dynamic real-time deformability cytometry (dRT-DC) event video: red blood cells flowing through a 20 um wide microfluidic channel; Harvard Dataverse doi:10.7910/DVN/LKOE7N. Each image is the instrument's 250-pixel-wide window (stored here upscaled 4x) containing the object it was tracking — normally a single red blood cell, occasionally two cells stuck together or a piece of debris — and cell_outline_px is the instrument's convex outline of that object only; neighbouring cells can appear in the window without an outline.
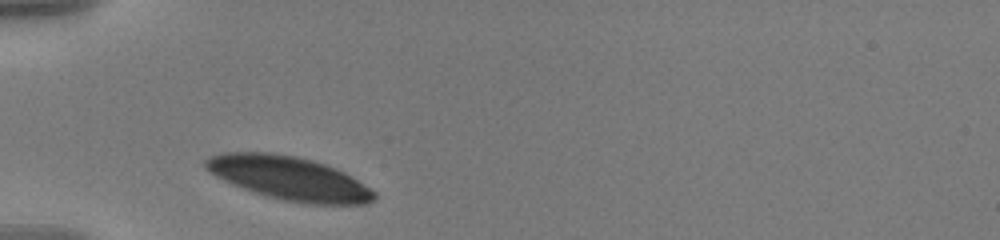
{"species": "human", "species_latin": "Homo sapiens", "temperature_condition": "warm", "stored_images_in_passage": 28, "camera_frame_rate_fps": 3000, "um_per_image_px": 0.085, "donor": {"sex": "male"}, "frame": {"image": 1, "passage_image": 1, "time_ms": 0.0, "image_size_px": [1000, 240], "cell_outline_px": [[376, 196], [368, 204], [308, 204], [284, 200], [268, 196], [232, 184], [208, 172], [204, 168], [204, 160], [212, 156], [224, 152], [272, 152], [312, 160], [336, 168], [344, 172], [376, 192]], "centroid_in_image_um": [24.56, 15.14], "position_along_channel_um": 60.4, "area_um2": 42.48}}
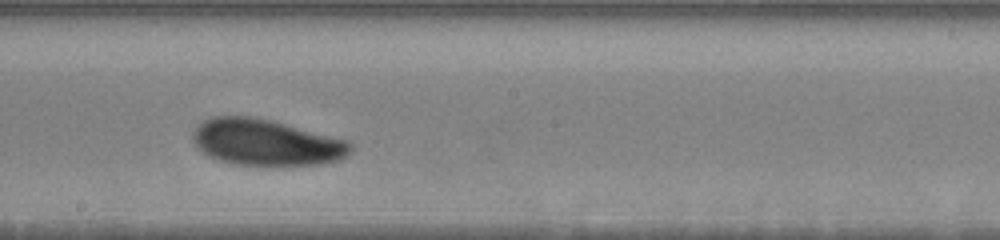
{"frame": {"image": 2, "passage_image": 16, "time_ms": 5.0, "image_size_px": [1000, 240], "cell_outline_px": [[352, 152], [340, 160], [324, 164], [232, 164], [208, 156], [192, 140], [192, 136], [196, 128], [204, 120], [212, 116], [252, 116], [272, 120], [348, 140], [352, 144]], "centroid_in_image_um": [22.65, 12.09], "position_along_channel_um": 225.5, "area_um2": 42.25}}
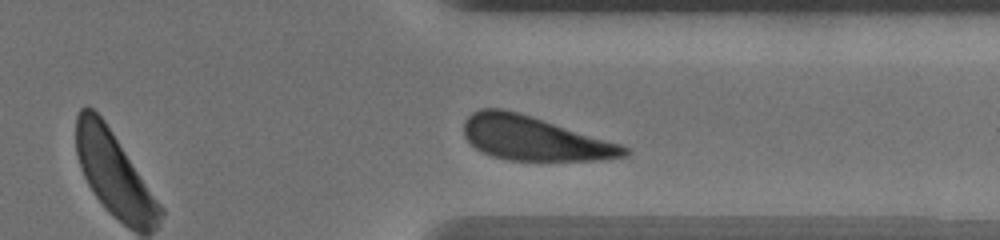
{"frame": {"image": 3, "passage_image": 28, "time_ms": 9.0, "image_size_px": [1000, 240], "cell_outline_px": [[628, 156], [600, 160], [508, 160], [492, 156], [476, 148], [464, 136], [464, 120], [472, 112], [480, 108], [504, 108], [620, 144], [628, 148]], "centroid_in_image_um": [45.36, 11.76], "position_along_channel_um": 366.0, "area_um2": 40.63}}